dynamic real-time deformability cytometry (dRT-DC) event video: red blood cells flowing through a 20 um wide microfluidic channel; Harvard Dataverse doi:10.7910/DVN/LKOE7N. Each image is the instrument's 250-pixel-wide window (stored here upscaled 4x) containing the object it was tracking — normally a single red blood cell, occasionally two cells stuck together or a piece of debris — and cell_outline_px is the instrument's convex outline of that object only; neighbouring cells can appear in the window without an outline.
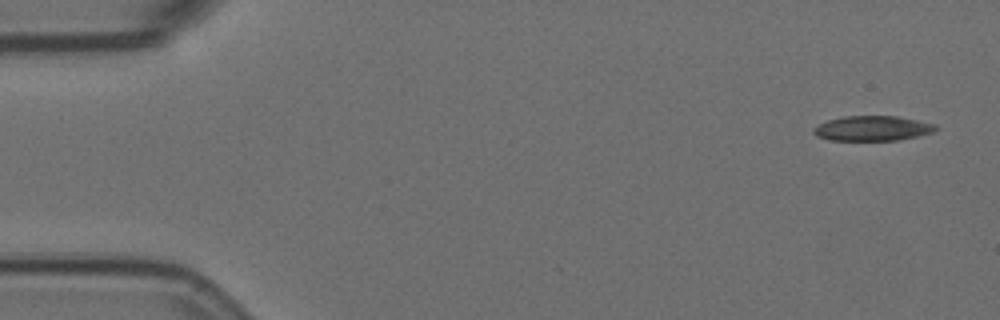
{"species": "Egyptian fruit bat (a non-hibernating species)", "species_latin": "Rousettus aegyptiacus", "temperature_condition": "room temperature", "stored_images_in_passage": 3, "camera_frame_rate_fps": 3000, "um_per_image_px": 0.085, "animal": {"sex": "female"}, "frame": {"image": 1, "passage_image": 1, "time_ms": 0.0, "image_size_px": [1000, 320], "cell_outline_px": [[940, 128], [932, 132], [916, 136], [896, 140], [828, 140], [816, 136], [812, 132], [812, 128], [828, 120], [844, 116], [896, 116], [936, 124]], "centroid_in_image_um": [74.14, 10.91], "position_along_channel_um": 10.9, "area_um2": 17.69}}
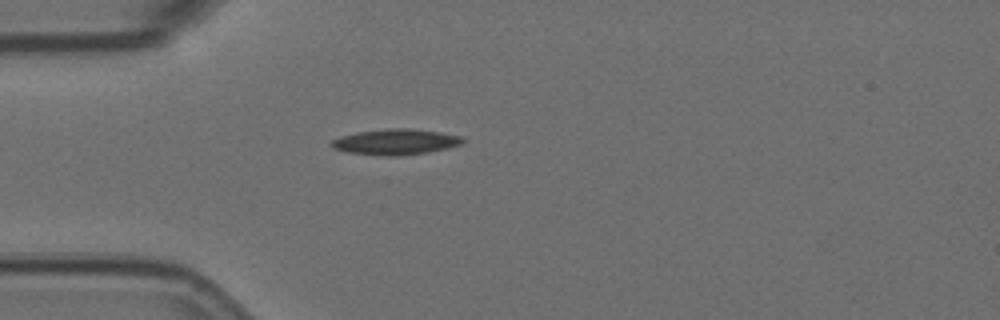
{"frame": {"image": 2, "passage_image": 3, "time_ms": 0.667, "image_size_px": [1000, 320], "cell_outline_px": [[464, 140], [460, 144], [448, 148], [428, 152], [400, 156], [380, 156], [348, 152], [332, 148], [328, 144], [332, 140], [340, 136], [356, 132], [388, 128], [408, 128], [440, 132], [460, 136]], "centroid_in_image_um": [33.57, 12.06], "position_along_channel_um": 51.4, "area_um2": 19.77}}